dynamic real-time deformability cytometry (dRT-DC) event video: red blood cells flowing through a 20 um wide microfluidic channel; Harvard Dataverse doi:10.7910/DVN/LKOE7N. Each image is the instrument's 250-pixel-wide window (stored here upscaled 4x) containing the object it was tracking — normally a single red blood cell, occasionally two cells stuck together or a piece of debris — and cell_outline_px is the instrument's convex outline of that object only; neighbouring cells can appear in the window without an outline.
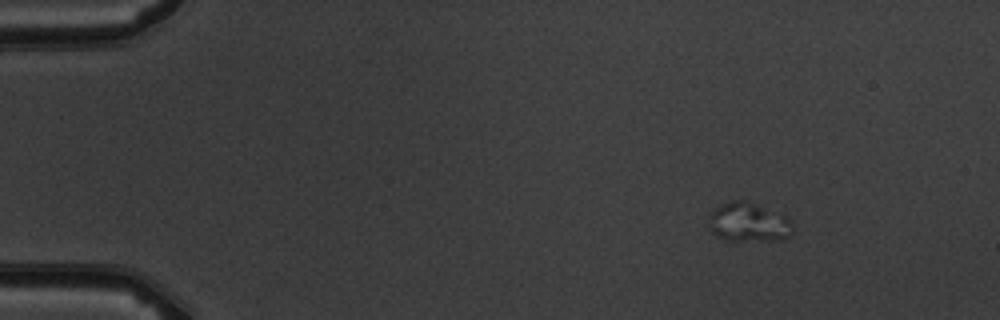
{"species": "common noctule bat (a hibernating species)", "species_latin": "Nyctalus noctula", "temperature_condition": "warm", "stored_images_in_passage": 4, "camera_frame_rate_fps": 3000, "um_per_image_px": 0.085, "animal": {"sex": "male", "body_mass_g": 19.5, "forearm_length_mm": 54.6}, "frame": {"image": 1, "passage_image": 1, "time_ms": 0.0, "image_size_px": [1000, 320], "cell_outline_px": [[792, 236], [780, 240], [724, 240], [716, 236], [712, 232], [708, 216], [712, 208], [720, 204], [732, 200], [744, 200], [756, 204], [784, 216], [792, 224]], "centroid_in_image_um": [63.58, 18.9], "position_along_channel_um": 21.4, "area_um2": 19.13}}